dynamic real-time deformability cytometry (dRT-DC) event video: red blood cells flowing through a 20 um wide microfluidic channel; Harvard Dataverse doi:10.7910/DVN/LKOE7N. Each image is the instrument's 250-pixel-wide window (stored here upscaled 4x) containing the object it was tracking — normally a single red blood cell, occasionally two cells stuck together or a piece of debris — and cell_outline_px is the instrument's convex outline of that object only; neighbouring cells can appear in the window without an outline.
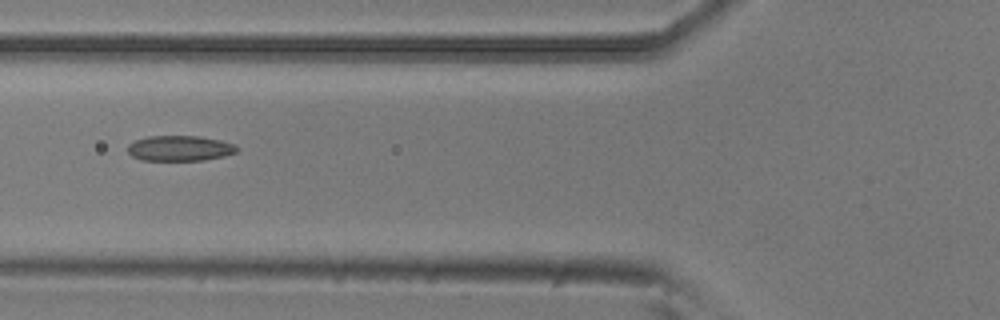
{"species": "common noctule bat (a hibernating species)", "species_latin": "Nyctalus noctula", "temperature_condition": "room temperature", "stored_images_in_passage": 5, "camera_frame_rate_fps": 3000, "um_per_image_px": 0.085, "animal": {"sex": "male", "body_mass_g": 20.5, "forearm_length_mm": 52.5}, "frame": {"image": 1, "passage_image": 2, "time_ms": 0.333, "image_size_px": [1000, 320], "cell_outline_px": [[240, 148], [236, 152], [224, 156], [204, 160], [140, 160], [132, 156], [128, 152], [128, 144], [136, 140], [148, 136], [200, 136], [220, 140], [236, 144]], "centroid_in_image_um": [15.31, 12.6], "position_along_channel_um": 110.5, "area_um2": 16.24}}
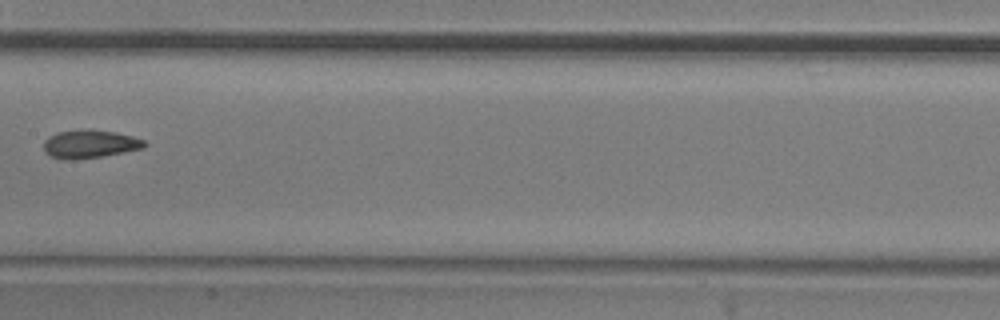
{"frame": {"image": 2, "passage_image": 4, "time_ms": 1.0, "image_size_px": [1000, 320], "cell_outline_px": [[148, 144], [144, 148], [104, 156], [72, 160], [64, 160], [52, 156], [44, 152], [44, 140], [48, 136], [56, 132], [88, 128], [92, 128], [116, 132], [132, 136], [144, 140]], "centroid_in_image_um": [7.63, 12.23], "position_along_channel_um": 199.8, "area_um2": 16.94}}
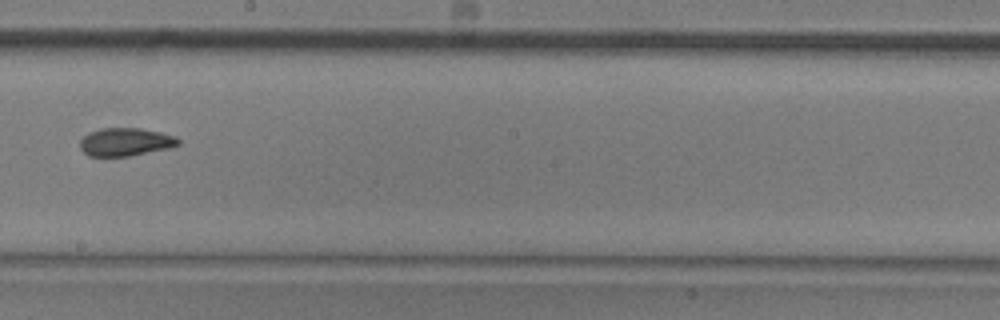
{"frame": {"image": 3, "passage_image": 5, "time_ms": 1.333, "image_size_px": [1000, 320], "cell_outline_px": [[180, 144], [168, 148], [128, 156], [88, 156], [80, 148], [80, 140], [88, 132], [100, 128], [140, 128], [160, 132], [176, 136], [180, 140]], "centroid_in_image_um": [10.65, 12.05], "position_along_channel_um": 237.5, "area_um2": 16.07}}